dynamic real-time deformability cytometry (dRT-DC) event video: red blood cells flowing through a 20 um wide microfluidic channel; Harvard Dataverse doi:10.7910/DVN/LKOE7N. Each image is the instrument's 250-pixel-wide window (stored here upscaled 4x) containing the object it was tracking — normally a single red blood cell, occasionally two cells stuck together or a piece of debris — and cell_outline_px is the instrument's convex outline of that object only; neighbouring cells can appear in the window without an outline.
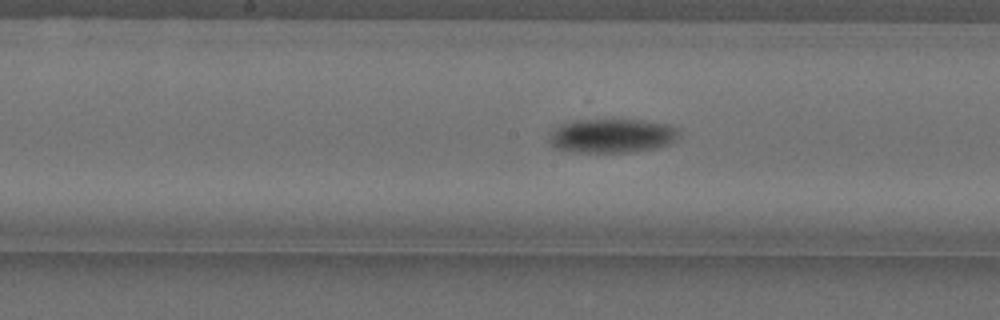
{"species": "Egyptian fruit bat (a non-hibernating species)", "species_latin": "Rousettus aegyptiacus", "temperature_condition": "cold", "stored_images_in_passage": 54, "camera_frame_rate_fps": 3000, "um_per_image_px": 0.085, "animal": {"sex": "female"}, "frame": {"image": 1, "passage_image": 31, "time_ms": 10.0, "image_size_px": [1000, 320], "cell_outline_px": [[680, 136], [668, 144], [656, 148], [628, 152], [576, 152], [556, 148], [548, 140], [556, 128], [572, 120], [640, 120], [668, 124], [676, 128], [680, 132]], "centroid_in_image_um": [52.06, 11.54], "position_along_channel_um": 196.1, "area_um2": 25.49}}
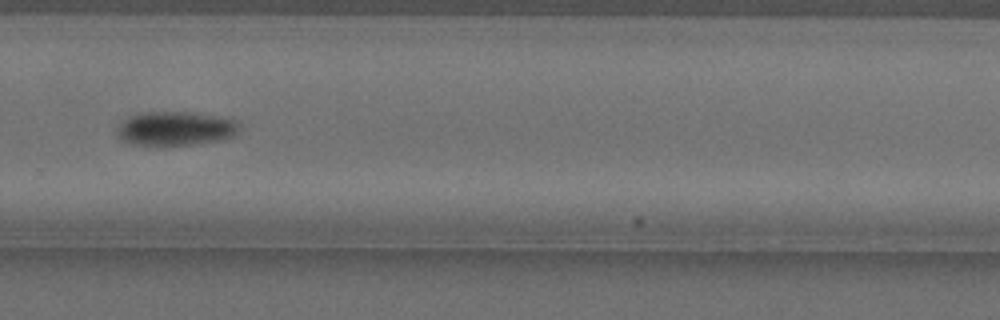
{"frame": {"image": 2, "passage_image": 41, "time_ms": 13.333, "image_size_px": [1000, 320], "cell_outline_px": [[240, 128], [232, 136], [224, 140], [160, 148], [156, 148], [136, 144], [124, 140], [120, 136], [120, 124], [132, 116], [140, 112], [192, 112], [236, 120], [240, 124]], "centroid_in_image_um": [14.97, 10.96], "position_along_channel_um": 314.8, "area_um2": 24.39}}
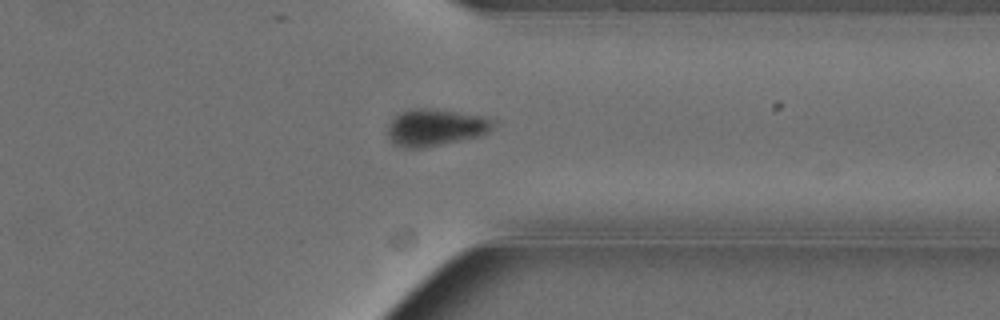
{"frame": {"image": 3, "passage_image": 46, "time_ms": 15.0, "image_size_px": [1000, 320], "cell_outline_px": [[492, 128], [488, 132], [476, 136], [460, 140], [424, 148], [404, 148], [392, 144], [388, 136], [388, 124], [400, 112], [412, 108], [428, 108], [484, 116], [492, 120]], "centroid_in_image_um": [36.94, 10.84], "position_along_channel_um": 374.5, "area_um2": 22.48}}